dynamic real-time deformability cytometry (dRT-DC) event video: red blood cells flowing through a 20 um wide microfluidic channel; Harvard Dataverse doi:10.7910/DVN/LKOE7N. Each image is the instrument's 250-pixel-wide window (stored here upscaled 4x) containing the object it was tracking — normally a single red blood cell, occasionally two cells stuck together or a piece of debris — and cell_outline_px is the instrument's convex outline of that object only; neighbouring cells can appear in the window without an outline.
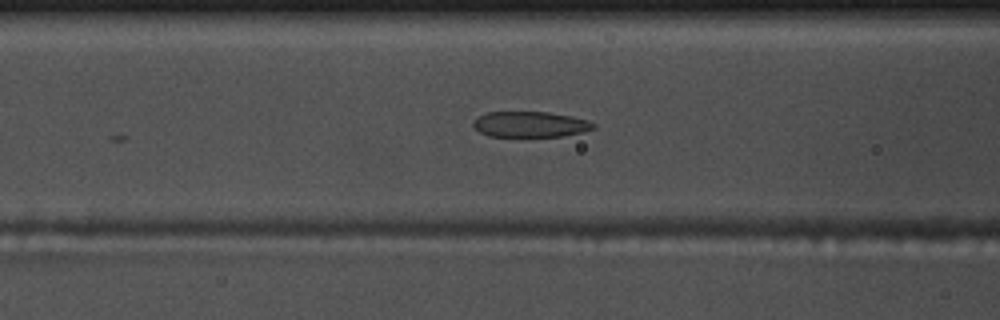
{"species": "common noctule bat (a hibernating species)", "species_latin": "Nyctalus noctula", "temperature_condition": "warm", "stored_images_in_passage": 42, "camera_frame_rate_fps": 3000, "um_per_image_px": 0.085, "animal": {"sex": "male", "body_mass_g": 17.5, "forearm_length_mm": 52.3}, "frame": {"image": 1, "passage_image": 9, "time_ms": 2.667, "image_size_px": [1000, 320], "cell_outline_px": [[596, 128], [564, 136], [488, 136], [480, 132], [472, 124], [480, 116], [488, 112], [548, 112], [572, 116], [588, 120], [596, 124]], "centroid_in_image_um": [45.11, 10.57], "position_along_channel_um": 121.5, "area_um2": 17.8}}
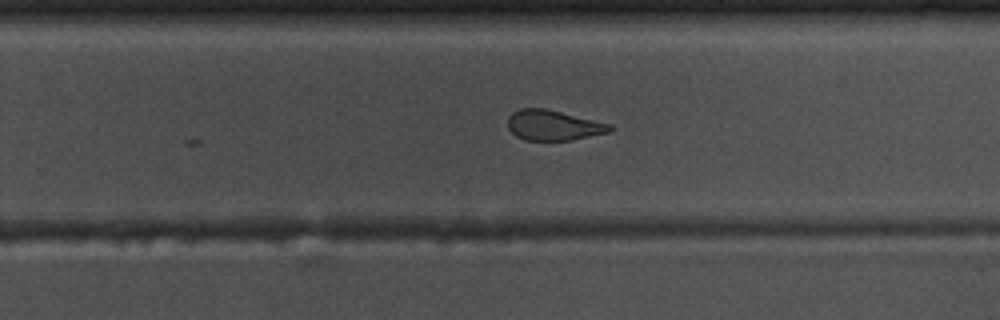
{"frame": {"image": 2, "passage_image": 22, "time_ms": 7.0, "image_size_px": [1000, 320], "cell_outline_px": [[616, 128], [608, 132], [572, 140], [524, 140], [516, 136], [508, 128], [508, 116], [512, 112], [520, 108], [544, 108], [612, 124]], "centroid_in_image_um": [47.03, 10.64], "position_along_channel_um": 282.8, "area_um2": 18.03}}
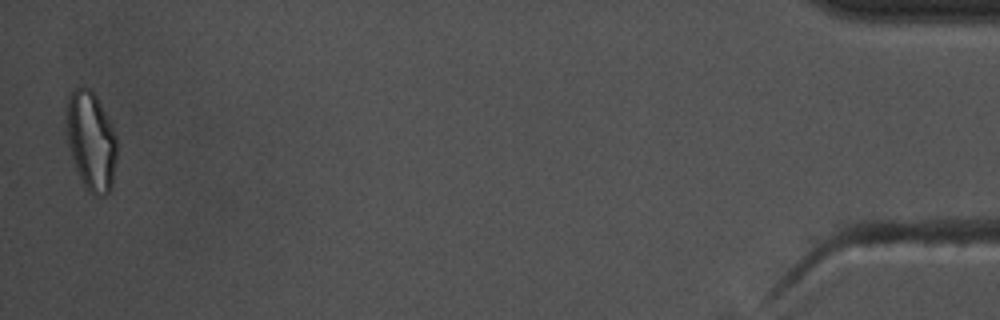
{"frame": {"image": 3, "passage_image": 41, "time_ms": 13.333, "image_size_px": [1000, 320], "cell_outline_px": [[116, 160], [112, 184], [108, 192], [104, 196], [100, 196], [88, 192], [84, 188], [80, 180], [72, 156], [68, 140], [68, 96], [76, 88], [84, 84], [92, 88], [116, 136]], "centroid_in_image_um": [7.75, 12.0], "position_along_channel_um": 427.4, "area_um2": 28.61}, "authors_computed_cell_mechanics": {"area_um2": 19.652, "velocity_mm_per_s": 3.7311, "shape_relaxation_time_tau1_ms": 10.1392, "shape_relaxation_time_tau2_ms": 2.395, "deformation_change_tau1": 0.261, "deformation_change_tau2": 0.0923}}